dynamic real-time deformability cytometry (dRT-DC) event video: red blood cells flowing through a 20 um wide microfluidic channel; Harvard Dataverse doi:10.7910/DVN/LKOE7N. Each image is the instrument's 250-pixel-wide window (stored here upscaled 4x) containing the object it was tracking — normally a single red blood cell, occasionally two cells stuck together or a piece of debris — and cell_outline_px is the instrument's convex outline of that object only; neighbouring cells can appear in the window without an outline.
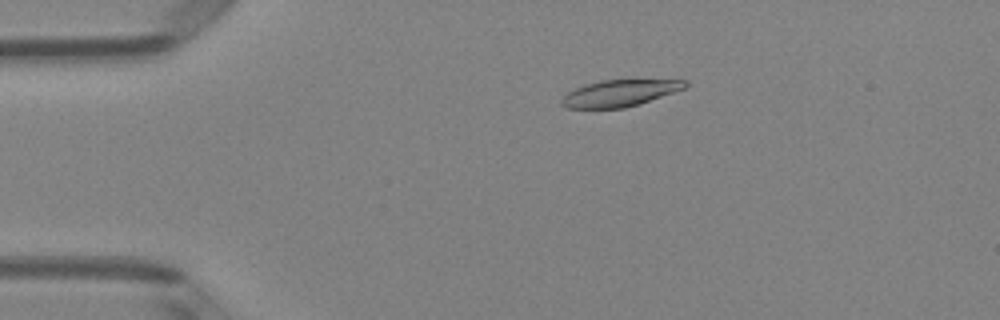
{"species": "Egyptian fruit bat (a non-hibernating species)", "species_latin": "Rousettus aegyptiacus", "temperature_condition": "room temperature", "stored_images_in_passage": 4, "camera_frame_rate_fps": 3000, "um_per_image_px": 0.085, "animal": {"sex": "female"}, "frame": {"image": 1, "passage_image": 1, "time_ms": 0.0, "image_size_px": [1000, 320], "cell_outline_px": [[688, 84], [684, 88], [624, 108], [564, 108], [560, 104], [560, 100], [568, 92], [584, 84], [600, 80], [688, 80]], "centroid_in_image_um": [52.59, 7.91], "position_along_channel_um": 32.4, "area_um2": 18.79}}
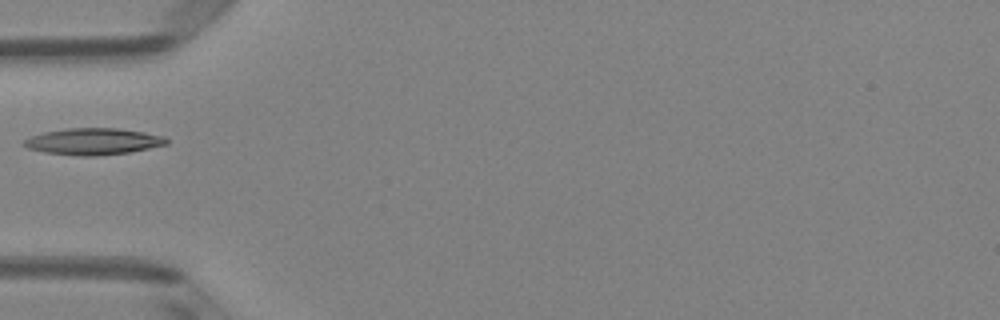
{"frame": {"image": 2, "passage_image": 3, "time_ms": 0.667, "image_size_px": [1000, 320], "cell_outline_px": [[168, 144], [128, 152], [96, 156], [76, 156], [44, 152], [28, 148], [20, 144], [24, 140], [32, 136], [44, 132], [64, 128], [116, 128], [144, 132], [164, 136], [168, 140]], "centroid_in_image_um": [7.9, 12.02], "position_along_channel_um": 77.1, "area_um2": 22.08}}
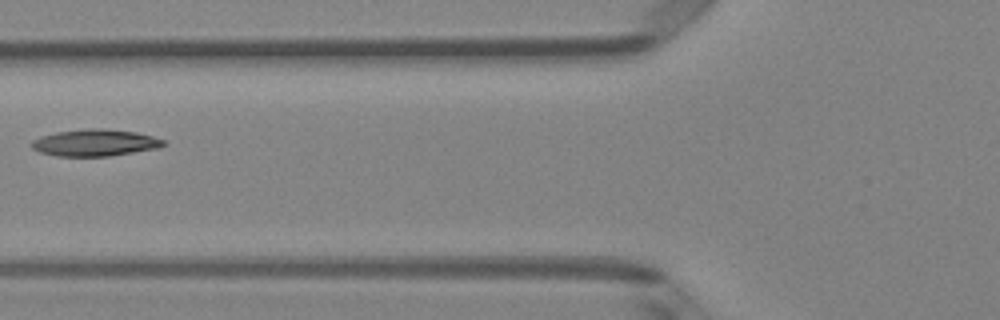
{"frame": {"image": 3, "passage_image": 4, "time_ms": 1.0, "image_size_px": [1000, 320], "cell_outline_px": [[164, 144], [160, 148], [108, 156], [56, 156], [40, 152], [32, 148], [32, 140], [40, 136], [56, 132], [88, 128], [104, 128], [136, 132], [152, 136], [164, 140]], "centroid_in_image_um": [8.07, 12.13], "position_along_channel_um": 117.7, "area_um2": 20.58}}